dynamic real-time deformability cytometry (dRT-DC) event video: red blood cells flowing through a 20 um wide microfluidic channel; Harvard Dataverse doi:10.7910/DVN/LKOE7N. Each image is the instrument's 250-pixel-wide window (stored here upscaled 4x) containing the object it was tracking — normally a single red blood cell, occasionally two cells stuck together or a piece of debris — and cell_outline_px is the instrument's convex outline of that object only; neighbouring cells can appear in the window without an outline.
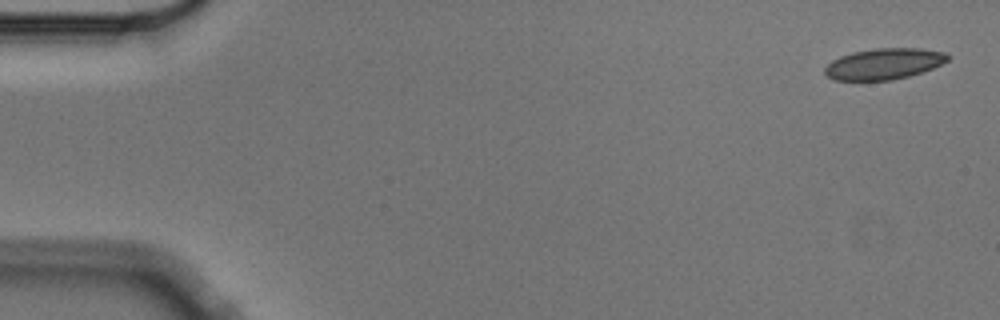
{"species": "Egyptian fruit bat (a non-hibernating species)", "species_latin": "Rousettus aegyptiacus", "temperature_condition": "cold", "stored_images_in_passage": 7, "camera_frame_rate_fps": 3000, "um_per_image_px": 0.085, "animal": {"sex": "male"}, "frame": {"image": 1, "passage_image": 1, "time_ms": 0.0, "image_size_px": [1000, 320], "cell_outline_px": [[948, 60], [932, 68], [908, 76], [892, 80], [836, 80], [828, 76], [824, 72], [824, 68], [832, 60], [840, 56], [852, 52], [876, 48], [920, 48], [944, 52], [948, 56]], "centroid_in_image_um": [75.11, 5.42], "position_along_channel_um": 9.9, "area_um2": 22.02}}
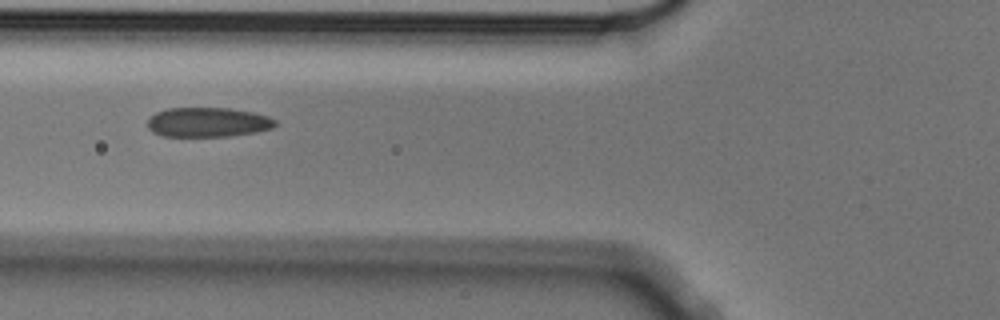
{"frame": {"image": 2, "passage_image": 6, "time_ms": 1.667, "image_size_px": [1000, 320], "cell_outline_px": [[276, 124], [272, 128], [256, 132], [232, 136], [164, 136], [152, 132], [148, 128], [148, 120], [156, 112], [168, 108], [228, 108], [252, 112], [268, 116], [276, 120]], "centroid_in_image_um": [17.67, 10.39], "position_along_channel_um": 108.1, "area_um2": 21.96}}
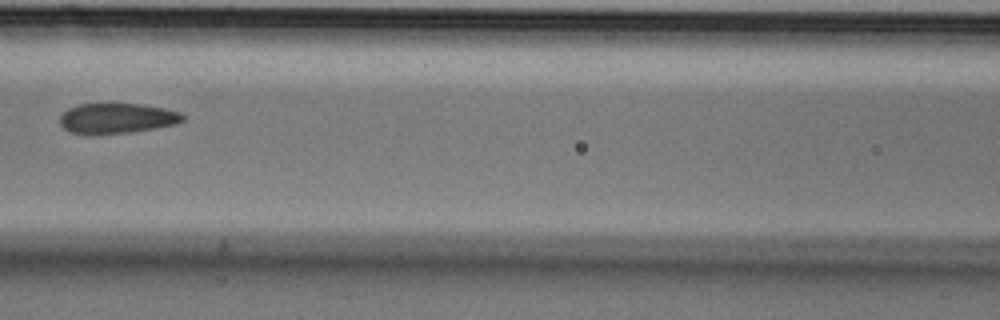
{"frame": {"image": 3, "passage_image": 7, "time_ms": 2.0, "image_size_px": [1000, 320], "cell_outline_px": [[184, 120], [176, 124], [156, 128], [128, 132], [68, 132], [60, 124], [60, 116], [68, 108], [76, 104], [140, 104], [164, 108], [180, 112], [184, 116]], "centroid_in_image_um": [9.97, 10.02], "position_along_channel_um": 156.6, "area_um2": 21.1}}